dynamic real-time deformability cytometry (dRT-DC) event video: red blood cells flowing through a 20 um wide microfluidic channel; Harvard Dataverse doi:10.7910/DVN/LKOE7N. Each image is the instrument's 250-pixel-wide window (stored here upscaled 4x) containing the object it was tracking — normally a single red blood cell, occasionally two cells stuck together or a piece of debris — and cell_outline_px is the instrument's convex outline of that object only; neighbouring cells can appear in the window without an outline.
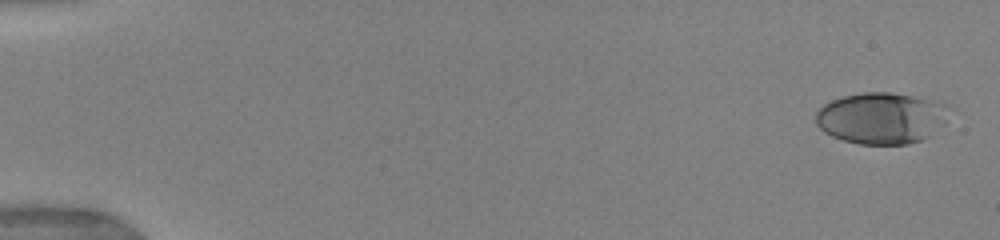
{"species": "human", "species_latin": "Homo sapiens", "temperature_condition": "warm", "stored_images_in_passage": 63, "camera_frame_rate_fps": 3000, "um_per_image_px": 0.085, "donor": {"sex": "female"}, "frame": {"image": 1, "passage_image": 1, "time_ms": 0.0, "image_size_px": [1000, 240], "cell_outline_px": [[944, 104], [928, 136], [920, 140], [908, 144], [860, 144], [844, 140], [832, 136], [824, 132], [816, 124], [816, 112], [824, 104], [832, 100], [844, 96], [864, 92], [888, 92], [912, 96]], "centroid_in_image_um": [74.68, 10.04], "position_along_channel_um": 10.3, "area_um2": 38.03}}
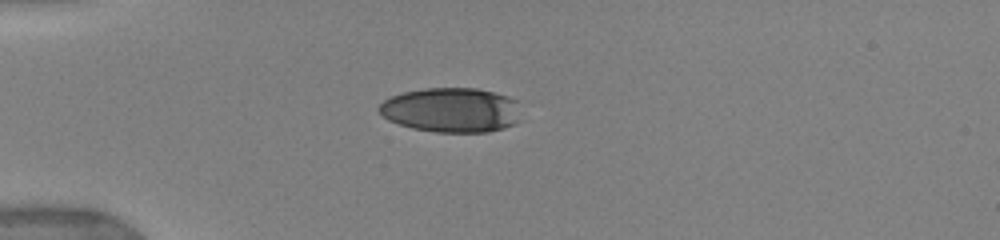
{"frame": {"image": 2, "passage_image": 13, "time_ms": 4.333, "image_size_px": [1000, 240], "cell_outline_px": [[516, 120], [512, 124], [504, 128], [488, 132], [436, 132], [412, 128], [388, 120], [376, 108], [384, 100], [392, 96], [404, 92], [424, 88], [476, 88], [508, 96], [516, 100]], "centroid_in_image_um": [38.3, 9.35], "position_along_channel_um": 46.7, "area_um2": 36.53}}
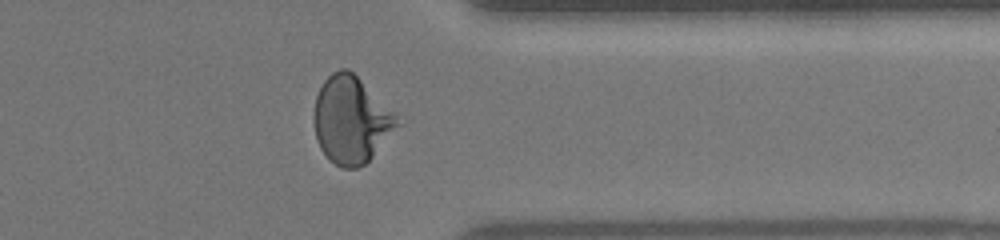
{"frame": {"image": 3, "passage_image": 50, "time_ms": 13.667, "image_size_px": [1000, 240], "cell_outline_px": [[408, 120], [364, 164], [356, 168], [340, 168], [320, 148], [316, 140], [312, 120], [312, 116], [316, 96], [324, 80], [332, 72], [340, 68], [348, 68]], "centroid_in_image_um": [29.94, 10.16], "position_along_channel_um": 381.5, "area_um2": 43.64}, "authors_computed_cell_mechanics": {"area_um2": 40.749, "velocity_mm_per_s": 3.9028, "shape_relaxation_time_tau1_ms": 4.7754, "shape_relaxation_time_tau2_ms": null, "deformation_change_tau1": 0.2206, "deformation_change_tau2": null}}